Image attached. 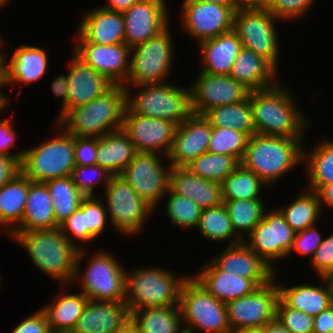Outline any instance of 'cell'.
Wrapping results in <instances>:
<instances>
[{
    "instance_id": "cell-1",
    "label": "cell",
    "mask_w": 333,
    "mask_h": 333,
    "mask_svg": "<svg viewBox=\"0 0 333 333\" xmlns=\"http://www.w3.org/2000/svg\"><path fill=\"white\" fill-rule=\"evenodd\" d=\"M289 89L278 82L269 88L249 91L255 133L304 139L311 122Z\"/></svg>"
},
{
    "instance_id": "cell-2",
    "label": "cell",
    "mask_w": 333,
    "mask_h": 333,
    "mask_svg": "<svg viewBox=\"0 0 333 333\" xmlns=\"http://www.w3.org/2000/svg\"><path fill=\"white\" fill-rule=\"evenodd\" d=\"M13 241L28 252L32 265L54 281L71 286L79 248L70 242L59 227L54 229L11 232Z\"/></svg>"
},
{
    "instance_id": "cell-3",
    "label": "cell",
    "mask_w": 333,
    "mask_h": 333,
    "mask_svg": "<svg viewBox=\"0 0 333 333\" xmlns=\"http://www.w3.org/2000/svg\"><path fill=\"white\" fill-rule=\"evenodd\" d=\"M304 139L255 133L249 137L241 164L267 186L274 185L293 167L303 164Z\"/></svg>"
},
{
    "instance_id": "cell-4",
    "label": "cell",
    "mask_w": 333,
    "mask_h": 333,
    "mask_svg": "<svg viewBox=\"0 0 333 333\" xmlns=\"http://www.w3.org/2000/svg\"><path fill=\"white\" fill-rule=\"evenodd\" d=\"M126 89L113 85L86 105L68 110L57 122L73 136L101 137L122 129Z\"/></svg>"
},
{
    "instance_id": "cell-5",
    "label": "cell",
    "mask_w": 333,
    "mask_h": 333,
    "mask_svg": "<svg viewBox=\"0 0 333 333\" xmlns=\"http://www.w3.org/2000/svg\"><path fill=\"white\" fill-rule=\"evenodd\" d=\"M188 275L177 276L165 267H137L125 272V303L129 311L178 305L179 293Z\"/></svg>"
},
{
    "instance_id": "cell-6",
    "label": "cell",
    "mask_w": 333,
    "mask_h": 333,
    "mask_svg": "<svg viewBox=\"0 0 333 333\" xmlns=\"http://www.w3.org/2000/svg\"><path fill=\"white\" fill-rule=\"evenodd\" d=\"M133 88H137V93ZM132 90L126 89V107L134 114L165 119L179 126L193 113L190 88L164 82L136 85Z\"/></svg>"
},
{
    "instance_id": "cell-7",
    "label": "cell",
    "mask_w": 333,
    "mask_h": 333,
    "mask_svg": "<svg viewBox=\"0 0 333 333\" xmlns=\"http://www.w3.org/2000/svg\"><path fill=\"white\" fill-rule=\"evenodd\" d=\"M86 250L88 249L84 248L78 251L75 273L71 285L73 286L76 281H80V291L89 300L125 301V272L127 268L121 265L115 255L103 250L101 252L97 251L92 255L89 259L90 261L87 260L88 264L85 270H83L85 272H82L81 262L87 254ZM80 272L83 274L81 275Z\"/></svg>"
},
{
    "instance_id": "cell-8",
    "label": "cell",
    "mask_w": 333,
    "mask_h": 333,
    "mask_svg": "<svg viewBox=\"0 0 333 333\" xmlns=\"http://www.w3.org/2000/svg\"><path fill=\"white\" fill-rule=\"evenodd\" d=\"M55 124L58 135L42 144L24 149L21 172L32 182L44 183L71 176L75 163L74 136ZM61 134V135H60Z\"/></svg>"
},
{
    "instance_id": "cell-9",
    "label": "cell",
    "mask_w": 333,
    "mask_h": 333,
    "mask_svg": "<svg viewBox=\"0 0 333 333\" xmlns=\"http://www.w3.org/2000/svg\"><path fill=\"white\" fill-rule=\"evenodd\" d=\"M178 306L187 333L231 331L225 303L208 293L192 276H188L181 286Z\"/></svg>"
},
{
    "instance_id": "cell-10",
    "label": "cell",
    "mask_w": 333,
    "mask_h": 333,
    "mask_svg": "<svg viewBox=\"0 0 333 333\" xmlns=\"http://www.w3.org/2000/svg\"><path fill=\"white\" fill-rule=\"evenodd\" d=\"M170 26L157 36L131 48L128 78L123 85L125 89L131 90V86L136 85L164 83L169 78L174 66L175 51Z\"/></svg>"
},
{
    "instance_id": "cell-11",
    "label": "cell",
    "mask_w": 333,
    "mask_h": 333,
    "mask_svg": "<svg viewBox=\"0 0 333 333\" xmlns=\"http://www.w3.org/2000/svg\"><path fill=\"white\" fill-rule=\"evenodd\" d=\"M104 190L99 197L106 199L107 214L117 232L127 236L142 233L144 224L156 209L143 200L121 175H113Z\"/></svg>"
},
{
    "instance_id": "cell-12",
    "label": "cell",
    "mask_w": 333,
    "mask_h": 333,
    "mask_svg": "<svg viewBox=\"0 0 333 333\" xmlns=\"http://www.w3.org/2000/svg\"><path fill=\"white\" fill-rule=\"evenodd\" d=\"M268 8L239 6L234 13L233 30L243 47L268 60L278 70L279 38L276 22Z\"/></svg>"
},
{
    "instance_id": "cell-13",
    "label": "cell",
    "mask_w": 333,
    "mask_h": 333,
    "mask_svg": "<svg viewBox=\"0 0 333 333\" xmlns=\"http://www.w3.org/2000/svg\"><path fill=\"white\" fill-rule=\"evenodd\" d=\"M163 158H160V157ZM167 156L137 152L120 174L134 191L154 209L164 200L169 190L171 165H164Z\"/></svg>"
},
{
    "instance_id": "cell-14",
    "label": "cell",
    "mask_w": 333,
    "mask_h": 333,
    "mask_svg": "<svg viewBox=\"0 0 333 333\" xmlns=\"http://www.w3.org/2000/svg\"><path fill=\"white\" fill-rule=\"evenodd\" d=\"M258 287L253 293L225 303L231 330L258 329L276 319L279 290L275 279Z\"/></svg>"
},
{
    "instance_id": "cell-15",
    "label": "cell",
    "mask_w": 333,
    "mask_h": 333,
    "mask_svg": "<svg viewBox=\"0 0 333 333\" xmlns=\"http://www.w3.org/2000/svg\"><path fill=\"white\" fill-rule=\"evenodd\" d=\"M295 234L278 209H267L243 242L276 272L274 261L288 257Z\"/></svg>"
},
{
    "instance_id": "cell-16",
    "label": "cell",
    "mask_w": 333,
    "mask_h": 333,
    "mask_svg": "<svg viewBox=\"0 0 333 333\" xmlns=\"http://www.w3.org/2000/svg\"><path fill=\"white\" fill-rule=\"evenodd\" d=\"M182 29L198 43L233 30L234 5H220L198 0H183Z\"/></svg>"
},
{
    "instance_id": "cell-17",
    "label": "cell",
    "mask_w": 333,
    "mask_h": 333,
    "mask_svg": "<svg viewBox=\"0 0 333 333\" xmlns=\"http://www.w3.org/2000/svg\"><path fill=\"white\" fill-rule=\"evenodd\" d=\"M177 125L171 121L134 114L124 110L122 130L133 142L137 152L168 156Z\"/></svg>"
},
{
    "instance_id": "cell-18",
    "label": "cell",
    "mask_w": 333,
    "mask_h": 333,
    "mask_svg": "<svg viewBox=\"0 0 333 333\" xmlns=\"http://www.w3.org/2000/svg\"><path fill=\"white\" fill-rule=\"evenodd\" d=\"M190 90L192 112L199 115L213 107L241 102L249 93L247 88L229 75L202 71L191 84Z\"/></svg>"
},
{
    "instance_id": "cell-19",
    "label": "cell",
    "mask_w": 333,
    "mask_h": 333,
    "mask_svg": "<svg viewBox=\"0 0 333 333\" xmlns=\"http://www.w3.org/2000/svg\"><path fill=\"white\" fill-rule=\"evenodd\" d=\"M74 53L114 85H124L129 73L131 48L126 43L105 45L75 42Z\"/></svg>"
},
{
    "instance_id": "cell-20",
    "label": "cell",
    "mask_w": 333,
    "mask_h": 333,
    "mask_svg": "<svg viewBox=\"0 0 333 333\" xmlns=\"http://www.w3.org/2000/svg\"><path fill=\"white\" fill-rule=\"evenodd\" d=\"M165 3L166 0H139L123 12L125 43L130 48L157 36L170 25Z\"/></svg>"
},
{
    "instance_id": "cell-21",
    "label": "cell",
    "mask_w": 333,
    "mask_h": 333,
    "mask_svg": "<svg viewBox=\"0 0 333 333\" xmlns=\"http://www.w3.org/2000/svg\"><path fill=\"white\" fill-rule=\"evenodd\" d=\"M212 125L204 117L192 113L177 126L167 161L172 167H185L192 160L207 152Z\"/></svg>"
},
{
    "instance_id": "cell-22",
    "label": "cell",
    "mask_w": 333,
    "mask_h": 333,
    "mask_svg": "<svg viewBox=\"0 0 333 333\" xmlns=\"http://www.w3.org/2000/svg\"><path fill=\"white\" fill-rule=\"evenodd\" d=\"M211 260L221 270L252 279L259 287L274 279L275 271L244 242L227 245Z\"/></svg>"
},
{
    "instance_id": "cell-23",
    "label": "cell",
    "mask_w": 333,
    "mask_h": 333,
    "mask_svg": "<svg viewBox=\"0 0 333 333\" xmlns=\"http://www.w3.org/2000/svg\"><path fill=\"white\" fill-rule=\"evenodd\" d=\"M81 18L75 42L105 45L125 43L123 13L98 7L85 12Z\"/></svg>"
},
{
    "instance_id": "cell-24",
    "label": "cell",
    "mask_w": 333,
    "mask_h": 333,
    "mask_svg": "<svg viewBox=\"0 0 333 333\" xmlns=\"http://www.w3.org/2000/svg\"><path fill=\"white\" fill-rule=\"evenodd\" d=\"M193 278L212 296L224 303L253 293L259 286L252 280L221 270L212 260Z\"/></svg>"
},
{
    "instance_id": "cell-25",
    "label": "cell",
    "mask_w": 333,
    "mask_h": 333,
    "mask_svg": "<svg viewBox=\"0 0 333 333\" xmlns=\"http://www.w3.org/2000/svg\"><path fill=\"white\" fill-rule=\"evenodd\" d=\"M47 55L45 49L26 44L16 47L9 59L5 54L4 86L18 82L22 87L41 79L47 72Z\"/></svg>"
},
{
    "instance_id": "cell-26",
    "label": "cell",
    "mask_w": 333,
    "mask_h": 333,
    "mask_svg": "<svg viewBox=\"0 0 333 333\" xmlns=\"http://www.w3.org/2000/svg\"><path fill=\"white\" fill-rule=\"evenodd\" d=\"M131 313L124 301L89 300L73 331L75 333H115Z\"/></svg>"
},
{
    "instance_id": "cell-27",
    "label": "cell",
    "mask_w": 333,
    "mask_h": 333,
    "mask_svg": "<svg viewBox=\"0 0 333 333\" xmlns=\"http://www.w3.org/2000/svg\"><path fill=\"white\" fill-rule=\"evenodd\" d=\"M67 74L69 82L68 110L83 106L104 94L114 84L85 64L74 53Z\"/></svg>"
},
{
    "instance_id": "cell-28",
    "label": "cell",
    "mask_w": 333,
    "mask_h": 333,
    "mask_svg": "<svg viewBox=\"0 0 333 333\" xmlns=\"http://www.w3.org/2000/svg\"><path fill=\"white\" fill-rule=\"evenodd\" d=\"M169 189L202 209L217 207L224 202L220 183L201 178L185 167H171Z\"/></svg>"
},
{
    "instance_id": "cell-29",
    "label": "cell",
    "mask_w": 333,
    "mask_h": 333,
    "mask_svg": "<svg viewBox=\"0 0 333 333\" xmlns=\"http://www.w3.org/2000/svg\"><path fill=\"white\" fill-rule=\"evenodd\" d=\"M202 72L229 75L232 66L243 47L238 34L231 30L217 37L199 43Z\"/></svg>"
},
{
    "instance_id": "cell-30",
    "label": "cell",
    "mask_w": 333,
    "mask_h": 333,
    "mask_svg": "<svg viewBox=\"0 0 333 333\" xmlns=\"http://www.w3.org/2000/svg\"><path fill=\"white\" fill-rule=\"evenodd\" d=\"M277 74L279 72L268 60L242 47L229 76L253 91L276 85L279 82Z\"/></svg>"
},
{
    "instance_id": "cell-31",
    "label": "cell",
    "mask_w": 333,
    "mask_h": 333,
    "mask_svg": "<svg viewBox=\"0 0 333 333\" xmlns=\"http://www.w3.org/2000/svg\"><path fill=\"white\" fill-rule=\"evenodd\" d=\"M319 279L320 286L299 284L286 288L285 284L277 282L279 299L286 306L315 317L333 304L327 283L323 277Z\"/></svg>"
},
{
    "instance_id": "cell-32",
    "label": "cell",
    "mask_w": 333,
    "mask_h": 333,
    "mask_svg": "<svg viewBox=\"0 0 333 333\" xmlns=\"http://www.w3.org/2000/svg\"><path fill=\"white\" fill-rule=\"evenodd\" d=\"M56 223L52 199L44 183L32 182L29 179V191L21 223L12 232L54 229Z\"/></svg>"
},
{
    "instance_id": "cell-33",
    "label": "cell",
    "mask_w": 333,
    "mask_h": 333,
    "mask_svg": "<svg viewBox=\"0 0 333 333\" xmlns=\"http://www.w3.org/2000/svg\"><path fill=\"white\" fill-rule=\"evenodd\" d=\"M136 153L133 142L122 129L97 137L96 164L113 175H120Z\"/></svg>"
},
{
    "instance_id": "cell-34",
    "label": "cell",
    "mask_w": 333,
    "mask_h": 333,
    "mask_svg": "<svg viewBox=\"0 0 333 333\" xmlns=\"http://www.w3.org/2000/svg\"><path fill=\"white\" fill-rule=\"evenodd\" d=\"M29 178L21 171L9 182L0 187V227L9 235L24 216Z\"/></svg>"
},
{
    "instance_id": "cell-35",
    "label": "cell",
    "mask_w": 333,
    "mask_h": 333,
    "mask_svg": "<svg viewBox=\"0 0 333 333\" xmlns=\"http://www.w3.org/2000/svg\"><path fill=\"white\" fill-rule=\"evenodd\" d=\"M88 301L81 291L75 294L64 291L53 303L42 307L51 332L73 331Z\"/></svg>"
},
{
    "instance_id": "cell-36",
    "label": "cell",
    "mask_w": 333,
    "mask_h": 333,
    "mask_svg": "<svg viewBox=\"0 0 333 333\" xmlns=\"http://www.w3.org/2000/svg\"><path fill=\"white\" fill-rule=\"evenodd\" d=\"M313 149L303 147V166L307 176V189L318 192L324 185L333 183V141L322 138Z\"/></svg>"
},
{
    "instance_id": "cell-37",
    "label": "cell",
    "mask_w": 333,
    "mask_h": 333,
    "mask_svg": "<svg viewBox=\"0 0 333 333\" xmlns=\"http://www.w3.org/2000/svg\"><path fill=\"white\" fill-rule=\"evenodd\" d=\"M140 333H184L178 305L142 308L131 311Z\"/></svg>"
},
{
    "instance_id": "cell-38",
    "label": "cell",
    "mask_w": 333,
    "mask_h": 333,
    "mask_svg": "<svg viewBox=\"0 0 333 333\" xmlns=\"http://www.w3.org/2000/svg\"><path fill=\"white\" fill-rule=\"evenodd\" d=\"M204 117L212 126L232 128L249 137L255 134L252 109L248 96L241 102L213 107Z\"/></svg>"
},
{
    "instance_id": "cell-39",
    "label": "cell",
    "mask_w": 333,
    "mask_h": 333,
    "mask_svg": "<svg viewBox=\"0 0 333 333\" xmlns=\"http://www.w3.org/2000/svg\"><path fill=\"white\" fill-rule=\"evenodd\" d=\"M278 210L295 232L316 224L322 214L318 193L311 189L300 193L292 203H289L288 206H281Z\"/></svg>"
},
{
    "instance_id": "cell-40",
    "label": "cell",
    "mask_w": 333,
    "mask_h": 333,
    "mask_svg": "<svg viewBox=\"0 0 333 333\" xmlns=\"http://www.w3.org/2000/svg\"><path fill=\"white\" fill-rule=\"evenodd\" d=\"M199 234H202L204 239L213 242L227 241L228 245H235L243 242V240L235 233L228 210L226 206L202 209L201 217L197 228Z\"/></svg>"
},
{
    "instance_id": "cell-41",
    "label": "cell",
    "mask_w": 333,
    "mask_h": 333,
    "mask_svg": "<svg viewBox=\"0 0 333 333\" xmlns=\"http://www.w3.org/2000/svg\"><path fill=\"white\" fill-rule=\"evenodd\" d=\"M44 184L52 199L56 223L60 225L80 207L85 196L77 189L71 176L52 179Z\"/></svg>"
},
{
    "instance_id": "cell-42",
    "label": "cell",
    "mask_w": 333,
    "mask_h": 333,
    "mask_svg": "<svg viewBox=\"0 0 333 333\" xmlns=\"http://www.w3.org/2000/svg\"><path fill=\"white\" fill-rule=\"evenodd\" d=\"M223 200H263L261 190L267 185L252 171L240 164L221 183ZM264 186V187H263Z\"/></svg>"
},
{
    "instance_id": "cell-43",
    "label": "cell",
    "mask_w": 333,
    "mask_h": 333,
    "mask_svg": "<svg viewBox=\"0 0 333 333\" xmlns=\"http://www.w3.org/2000/svg\"><path fill=\"white\" fill-rule=\"evenodd\" d=\"M235 233L245 240L262 220L266 205L263 200H223ZM246 233V234H245Z\"/></svg>"
},
{
    "instance_id": "cell-44",
    "label": "cell",
    "mask_w": 333,
    "mask_h": 333,
    "mask_svg": "<svg viewBox=\"0 0 333 333\" xmlns=\"http://www.w3.org/2000/svg\"><path fill=\"white\" fill-rule=\"evenodd\" d=\"M241 163L232 156L205 152L185 166L201 178L221 183Z\"/></svg>"
},
{
    "instance_id": "cell-45",
    "label": "cell",
    "mask_w": 333,
    "mask_h": 333,
    "mask_svg": "<svg viewBox=\"0 0 333 333\" xmlns=\"http://www.w3.org/2000/svg\"><path fill=\"white\" fill-rule=\"evenodd\" d=\"M249 136L232 128L212 126L208 152L235 157L240 163L245 155Z\"/></svg>"
},
{
    "instance_id": "cell-46",
    "label": "cell",
    "mask_w": 333,
    "mask_h": 333,
    "mask_svg": "<svg viewBox=\"0 0 333 333\" xmlns=\"http://www.w3.org/2000/svg\"><path fill=\"white\" fill-rule=\"evenodd\" d=\"M166 216L177 227L196 228L201 217L202 208L187 197L177 195L170 189L166 195Z\"/></svg>"
},
{
    "instance_id": "cell-47",
    "label": "cell",
    "mask_w": 333,
    "mask_h": 333,
    "mask_svg": "<svg viewBox=\"0 0 333 333\" xmlns=\"http://www.w3.org/2000/svg\"><path fill=\"white\" fill-rule=\"evenodd\" d=\"M112 176L113 174L107 169L97 164L90 166L76 165L71 174L75 186L85 197L96 196L97 194L94 192L96 185L102 183L106 187Z\"/></svg>"
},
{
    "instance_id": "cell-48",
    "label": "cell",
    "mask_w": 333,
    "mask_h": 333,
    "mask_svg": "<svg viewBox=\"0 0 333 333\" xmlns=\"http://www.w3.org/2000/svg\"><path fill=\"white\" fill-rule=\"evenodd\" d=\"M98 196L85 197V221L88 227V242L95 240L104 232L109 217L104 200Z\"/></svg>"
},
{
    "instance_id": "cell-49",
    "label": "cell",
    "mask_w": 333,
    "mask_h": 333,
    "mask_svg": "<svg viewBox=\"0 0 333 333\" xmlns=\"http://www.w3.org/2000/svg\"><path fill=\"white\" fill-rule=\"evenodd\" d=\"M59 229L63 235L79 249L88 248V227H86L85 221V198L81 201L80 207L59 225ZM76 240H78L79 243H82V245H79Z\"/></svg>"
},
{
    "instance_id": "cell-50",
    "label": "cell",
    "mask_w": 333,
    "mask_h": 333,
    "mask_svg": "<svg viewBox=\"0 0 333 333\" xmlns=\"http://www.w3.org/2000/svg\"><path fill=\"white\" fill-rule=\"evenodd\" d=\"M276 319L290 333H313L314 317L286 306L280 299L276 308Z\"/></svg>"
},
{
    "instance_id": "cell-51",
    "label": "cell",
    "mask_w": 333,
    "mask_h": 333,
    "mask_svg": "<svg viewBox=\"0 0 333 333\" xmlns=\"http://www.w3.org/2000/svg\"><path fill=\"white\" fill-rule=\"evenodd\" d=\"M316 0H274L268 8L269 12L278 20H296L308 14Z\"/></svg>"
},
{
    "instance_id": "cell-52",
    "label": "cell",
    "mask_w": 333,
    "mask_h": 333,
    "mask_svg": "<svg viewBox=\"0 0 333 333\" xmlns=\"http://www.w3.org/2000/svg\"><path fill=\"white\" fill-rule=\"evenodd\" d=\"M318 230L319 229H316V225L314 224L305 230L296 232L288 257L292 252H296L301 255H309V259L311 260L316 250L324 240Z\"/></svg>"
},
{
    "instance_id": "cell-53",
    "label": "cell",
    "mask_w": 333,
    "mask_h": 333,
    "mask_svg": "<svg viewBox=\"0 0 333 333\" xmlns=\"http://www.w3.org/2000/svg\"><path fill=\"white\" fill-rule=\"evenodd\" d=\"M309 261L317 277H324L333 271V233L324 238Z\"/></svg>"
},
{
    "instance_id": "cell-54",
    "label": "cell",
    "mask_w": 333,
    "mask_h": 333,
    "mask_svg": "<svg viewBox=\"0 0 333 333\" xmlns=\"http://www.w3.org/2000/svg\"><path fill=\"white\" fill-rule=\"evenodd\" d=\"M97 137L74 136L75 163L79 166L96 164Z\"/></svg>"
},
{
    "instance_id": "cell-55",
    "label": "cell",
    "mask_w": 333,
    "mask_h": 333,
    "mask_svg": "<svg viewBox=\"0 0 333 333\" xmlns=\"http://www.w3.org/2000/svg\"><path fill=\"white\" fill-rule=\"evenodd\" d=\"M11 120V118L0 119V154L14 157L21 163L25 150L10 152V149L15 146L17 140V132Z\"/></svg>"
},
{
    "instance_id": "cell-56",
    "label": "cell",
    "mask_w": 333,
    "mask_h": 333,
    "mask_svg": "<svg viewBox=\"0 0 333 333\" xmlns=\"http://www.w3.org/2000/svg\"><path fill=\"white\" fill-rule=\"evenodd\" d=\"M11 333H52L47 322V317L42 309L19 323Z\"/></svg>"
},
{
    "instance_id": "cell-57",
    "label": "cell",
    "mask_w": 333,
    "mask_h": 333,
    "mask_svg": "<svg viewBox=\"0 0 333 333\" xmlns=\"http://www.w3.org/2000/svg\"><path fill=\"white\" fill-rule=\"evenodd\" d=\"M69 82L67 75H57V77L54 78V81L50 85L52 87V93L56 97H61V107L59 115L57 116L56 122L68 111V99H69Z\"/></svg>"
},
{
    "instance_id": "cell-58",
    "label": "cell",
    "mask_w": 333,
    "mask_h": 333,
    "mask_svg": "<svg viewBox=\"0 0 333 333\" xmlns=\"http://www.w3.org/2000/svg\"><path fill=\"white\" fill-rule=\"evenodd\" d=\"M20 162L14 157L0 154V187L20 172Z\"/></svg>"
},
{
    "instance_id": "cell-59",
    "label": "cell",
    "mask_w": 333,
    "mask_h": 333,
    "mask_svg": "<svg viewBox=\"0 0 333 333\" xmlns=\"http://www.w3.org/2000/svg\"><path fill=\"white\" fill-rule=\"evenodd\" d=\"M333 332V304L314 317L313 333Z\"/></svg>"
},
{
    "instance_id": "cell-60",
    "label": "cell",
    "mask_w": 333,
    "mask_h": 333,
    "mask_svg": "<svg viewBox=\"0 0 333 333\" xmlns=\"http://www.w3.org/2000/svg\"><path fill=\"white\" fill-rule=\"evenodd\" d=\"M108 4L101 6V8L114 11V12H125L130 9L139 0H107Z\"/></svg>"
},
{
    "instance_id": "cell-61",
    "label": "cell",
    "mask_w": 333,
    "mask_h": 333,
    "mask_svg": "<svg viewBox=\"0 0 333 333\" xmlns=\"http://www.w3.org/2000/svg\"><path fill=\"white\" fill-rule=\"evenodd\" d=\"M317 193L320 199V206L322 211V207H324V205H327L326 207L329 206L333 208V183L324 185Z\"/></svg>"
},
{
    "instance_id": "cell-62",
    "label": "cell",
    "mask_w": 333,
    "mask_h": 333,
    "mask_svg": "<svg viewBox=\"0 0 333 333\" xmlns=\"http://www.w3.org/2000/svg\"><path fill=\"white\" fill-rule=\"evenodd\" d=\"M261 333H290L277 319L267 323Z\"/></svg>"
},
{
    "instance_id": "cell-63",
    "label": "cell",
    "mask_w": 333,
    "mask_h": 333,
    "mask_svg": "<svg viewBox=\"0 0 333 333\" xmlns=\"http://www.w3.org/2000/svg\"><path fill=\"white\" fill-rule=\"evenodd\" d=\"M274 0H239V5L246 8H269Z\"/></svg>"
},
{
    "instance_id": "cell-64",
    "label": "cell",
    "mask_w": 333,
    "mask_h": 333,
    "mask_svg": "<svg viewBox=\"0 0 333 333\" xmlns=\"http://www.w3.org/2000/svg\"><path fill=\"white\" fill-rule=\"evenodd\" d=\"M115 333H140V330L130 317Z\"/></svg>"
},
{
    "instance_id": "cell-65",
    "label": "cell",
    "mask_w": 333,
    "mask_h": 333,
    "mask_svg": "<svg viewBox=\"0 0 333 333\" xmlns=\"http://www.w3.org/2000/svg\"><path fill=\"white\" fill-rule=\"evenodd\" d=\"M3 86H4V83L0 82V113H4L3 111H5V109H7V107H8V105L11 104L10 100H9L10 98L5 97L4 91L2 90Z\"/></svg>"
},
{
    "instance_id": "cell-66",
    "label": "cell",
    "mask_w": 333,
    "mask_h": 333,
    "mask_svg": "<svg viewBox=\"0 0 333 333\" xmlns=\"http://www.w3.org/2000/svg\"><path fill=\"white\" fill-rule=\"evenodd\" d=\"M3 36L0 35V48L4 45V40L1 38ZM4 65H5V53L0 50V82L4 80Z\"/></svg>"
},
{
    "instance_id": "cell-67",
    "label": "cell",
    "mask_w": 333,
    "mask_h": 333,
    "mask_svg": "<svg viewBox=\"0 0 333 333\" xmlns=\"http://www.w3.org/2000/svg\"><path fill=\"white\" fill-rule=\"evenodd\" d=\"M198 1L220 4V5H234L236 8L240 6L239 0H198Z\"/></svg>"
},
{
    "instance_id": "cell-68",
    "label": "cell",
    "mask_w": 333,
    "mask_h": 333,
    "mask_svg": "<svg viewBox=\"0 0 333 333\" xmlns=\"http://www.w3.org/2000/svg\"><path fill=\"white\" fill-rule=\"evenodd\" d=\"M323 279L325 280V282L327 283L328 285V288H329V292L331 293V297H332V300H333V271L327 273Z\"/></svg>"
},
{
    "instance_id": "cell-69",
    "label": "cell",
    "mask_w": 333,
    "mask_h": 333,
    "mask_svg": "<svg viewBox=\"0 0 333 333\" xmlns=\"http://www.w3.org/2000/svg\"><path fill=\"white\" fill-rule=\"evenodd\" d=\"M229 333H261L258 329H235L231 330Z\"/></svg>"
},
{
    "instance_id": "cell-70",
    "label": "cell",
    "mask_w": 333,
    "mask_h": 333,
    "mask_svg": "<svg viewBox=\"0 0 333 333\" xmlns=\"http://www.w3.org/2000/svg\"><path fill=\"white\" fill-rule=\"evenodd\" d=\"M10 0H0V9H2V7L6 6V3H9Z\"/></svg>"
},
{
    "instance_id": "cell-71",
    "label": "cell",
    "mask_w": 333,
    "mask_h": 333,
    "mask_svg": "<svg viewBox=\"0 0 333 333\" xmlns=\"http://www.w3.org/2000/svg\"><path fill=\"white\" fill-rule=\"evenodd\" d=\"M57 333H75L74 331H62V332H57Z\"/></svg>"
}]
</instances>
